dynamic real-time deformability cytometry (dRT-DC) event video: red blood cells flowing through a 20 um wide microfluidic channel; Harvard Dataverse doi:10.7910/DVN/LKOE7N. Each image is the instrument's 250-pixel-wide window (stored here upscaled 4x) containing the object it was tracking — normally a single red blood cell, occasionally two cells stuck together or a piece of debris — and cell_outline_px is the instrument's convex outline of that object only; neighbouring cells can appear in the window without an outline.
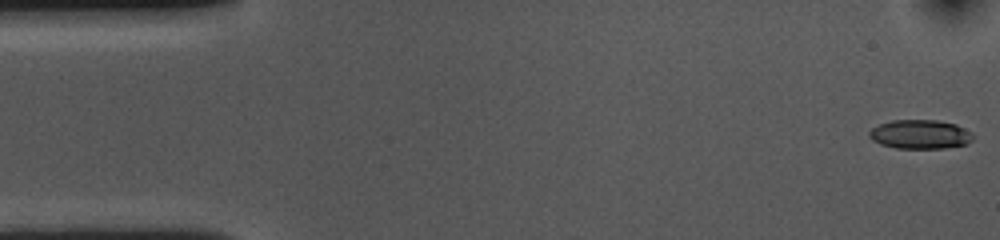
{"species": "common noctule bat (a hibernating species)", "species_latin": "Nyctalus noctula", "temperature_condition": "cold", "stored_images_in_passage": 54, "camera_frame_rate_fps": 3000, "um_per_image_px": 0.085, "animal": {"sex": "female", "body_mass_g": 10.0, "forearm_length_mm": 53.1}, "frame": {"image": 1, "passage_image": 1, "time_ms": 0.0, "image_size_px": [1000, 240], "cell_outline_px": [[972, 140], [968, 144], [944, 148], [896, 148], [880, 144], [872, 140], [868, 136], [868, 132], [872, 128], [880, 124], [892, 120], [936, 120], [956, 124], [972, 132]], "centroid_in_image_um": [78.21, 11.42], "position_along_channel_um": 6.8, "area_um2": 17.63}}
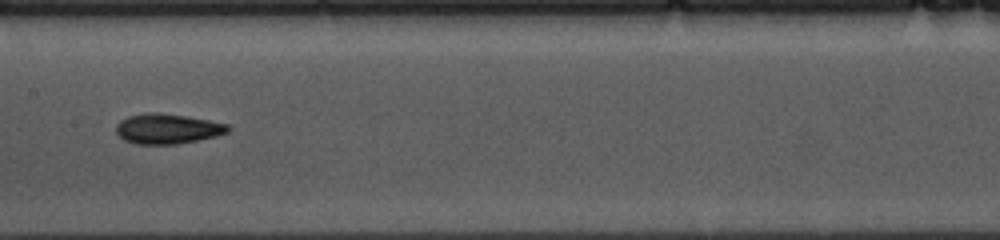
{"frame": {"image": 2, "passage_image": 26, "time_ms": 8.333, "image_size_px": [1000, 240], "cell_outline_px": [[232, 128], [228, 132], [216, 136], [176, 144], [136, 144], [124, 140], [116, 132], [116, 124], [120, 120], [128, 116], [144, 112], [156, 112], [184, 116], [208, 120], [228, 124]], "centroid_in_image_um": [14.21, 10.94], "position_along_channel_um": 193.2, "area_um2": 19.59}}
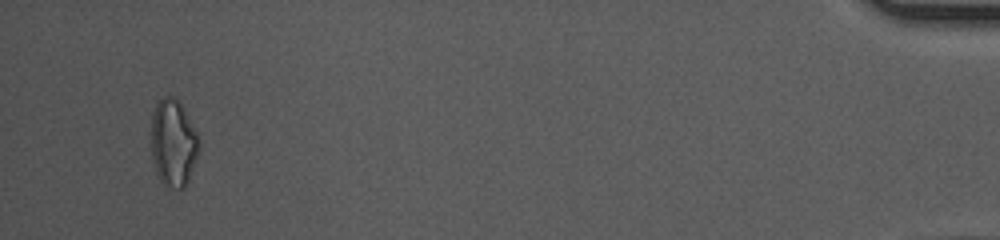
{"frame": {"image": 3, "passage_image": 52, "time_ms": 17.0, "image_size_px": [1000, 240], "cell_outline_px": [[196, 156], [188, 180], [184, 188], [172, 188], [164, 184], [160, 180], [156, 172], [152, 160], [152, 116], [156, 104], [164, 96], [172, 96], [180, 100], [196, 132]], "centroid_in_image_um": [14.69, 12.13], "position_along_channel_um": 420.5, "area_um2": 23.64}, "authors_computed_cell_mechanics": {"area_um2": 18.8139, "velocity_mm_per_s": 3.6045, "shape_relaxation_time_tau1_ms": 3.5513, "shape_relaxation_time_tau2_ms": 3.6478, "deformation_change_tau1": 0.1367, "deformation_change_tau2": 0.1136}}